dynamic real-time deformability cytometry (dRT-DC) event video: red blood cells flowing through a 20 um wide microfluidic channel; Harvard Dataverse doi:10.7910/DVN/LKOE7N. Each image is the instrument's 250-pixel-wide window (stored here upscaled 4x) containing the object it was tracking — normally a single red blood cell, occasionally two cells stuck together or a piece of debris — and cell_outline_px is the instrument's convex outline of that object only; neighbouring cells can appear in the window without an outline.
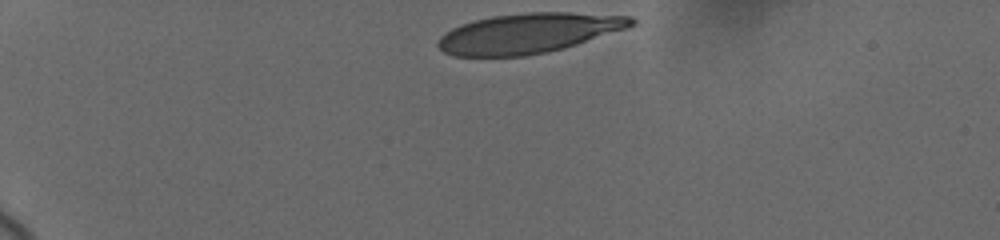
{"species": "human", "species_latin": "Homo sapiens", "temperature_condition": "cold", "stored_images_in_passage": 10, "camera_frame_rate_fps": 3000, "um_per_image_px": 0.085, "donor": {"sex": "female"}, "frame": {"image": 1, "passage_image": 1, "time_ms": 0.0, "image_size_px": [1000, 240], "cell_outline_px": [[636, 24], [628, 28], [564, 48], [548, 52], [524, 56], [452, 56], [444, 52], [436, 44], [440, 36], [452, 28], [460, 24], [492, 16], [528, 12], [568, 12], [632, 16], [636, 20]], "centroid_in_image_um": [44.94, 2.82], "position_along_channel_um": 40.1, "area_um2": 45.08}}
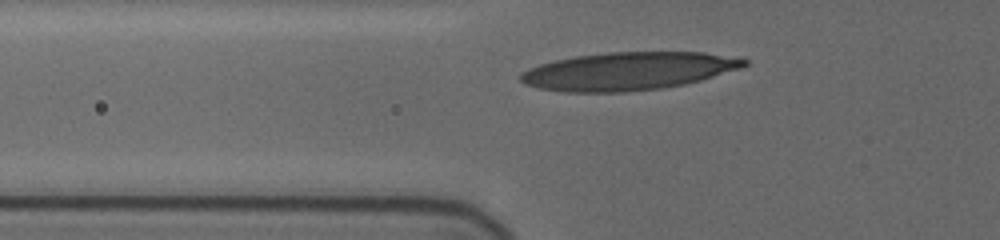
{"frame": {"image": 2, "passage_image": 8, "time_ms": 2.667, "image_size_px": [1000, 240], "cell_outline_px": [[748, 64], [740, 68], [700, 80], [684, 84], [664, 88], [624, 92], [564, 92], [536, 88], [524, 84], [520, 80], [520, 72], [528, 68], [540, 64], [556, 60], [576, 56], [608, 52], [704, 52], [748, 60]], "centroid_in_image_um": [53.33, 6.05], "position_along_channel_um": 72.5, "area_um2": 49.36}}
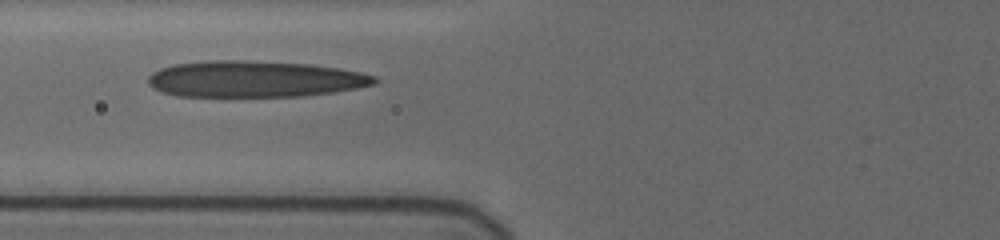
{"frame": {"image": 3, "passage_image": 9, "time_ms": 3.667, "image_size_px": [1000, 240], "cell_outline_px": [[380, 80], [372, 84], [332, 92], [300, 96], [176, 96], [160, 92], [152, 88], [148, 84], [148, 76], [152, 72], [160, 68], [172, 64], [208, 60], [244, 60], [308, 64], [336, 68], [360, 72], [376, 76]], "centroid_in_image_um": [21.55, 6.71], "position_along_channel_um": 104.3, "area_um2": 47.86}}